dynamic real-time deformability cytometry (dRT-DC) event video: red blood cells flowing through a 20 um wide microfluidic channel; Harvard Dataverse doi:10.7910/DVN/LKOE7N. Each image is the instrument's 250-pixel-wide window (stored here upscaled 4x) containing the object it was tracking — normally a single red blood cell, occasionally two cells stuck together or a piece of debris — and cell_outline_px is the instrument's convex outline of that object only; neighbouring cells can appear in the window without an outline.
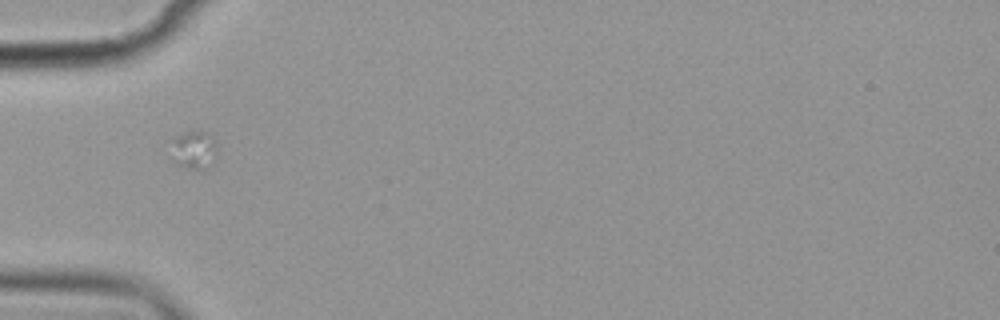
{"species": "common noctule bat (a hibernating species)", "species_latin": "Nyctalus noctula", "temperature_condition": "cold", "stored_images_in_passage": 3, "camera_frame_rate_fps": 3000, "um_per_image_px": 0.085, "animal": {"sex": "female", "body_mass_g": 19.9}, "frame": {"image": 1, "passage_image": 2, "time_ms": 2.0, "image_size_px": [1000, 320], "cell_outline_px": [[216, 148], [208, 168], [204, 172], [176, 164], [172, 160], [172, 140], [176, 136], [184, 132], [200, 128], [208, 132], [216, 144]], "centroid_in_image_um": [16.46, 12.71], "position_along_channel_um": 68.5, "area_um2": 10.46}}